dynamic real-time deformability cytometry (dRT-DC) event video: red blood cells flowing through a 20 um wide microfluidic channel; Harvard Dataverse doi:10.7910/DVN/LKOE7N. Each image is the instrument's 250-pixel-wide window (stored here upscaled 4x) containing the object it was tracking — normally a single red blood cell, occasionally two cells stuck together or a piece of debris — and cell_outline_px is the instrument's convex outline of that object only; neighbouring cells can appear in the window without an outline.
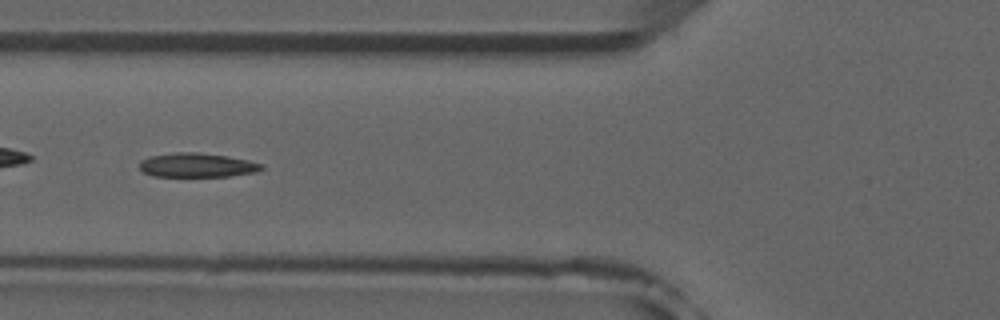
{"species": "common noctule bat (a hibernating species)", "species_latin": "Nyctalus noctula", "temperature_condition": "room temperature", "stored_images_in_passage": 4, "camera_frame_rate_fps": 3000, "um_per_image_px": 0.085, "animal": {"sex": "male", "forearm_length_mm": 52.5}, "frame": {"image": 1, "passage_image": 3, "time_ms": 2.333, "image_size_px": [1000, 320], "cell_outline_px": [[264, 168], [256, 172], [228, 176], [152, 176], [144, 172], [140, 168], [140, 160], [148, 156], [176, 152], [200, 152], [228, 156], [248, 160], [264, 164]], "centroid_in_image_um": [16.75, 14.02], "position_along_channel_um": 109.0, "area_um2": 17.28}}
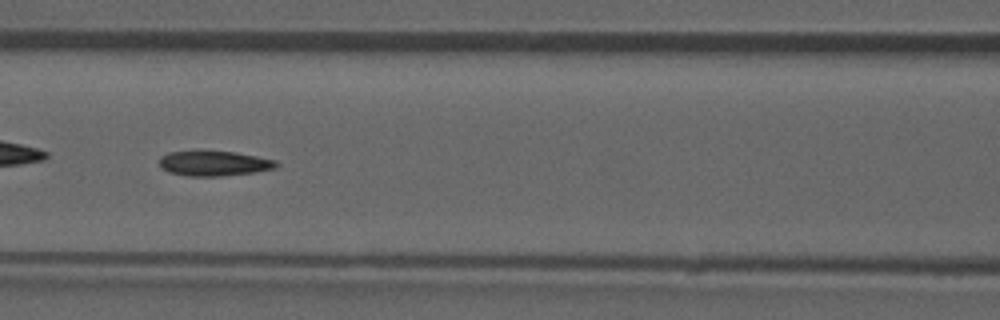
{"frame": {"image": 2, "passage_image": 4, "time_ms": 3.333, "image_size_px": [1000, 320], "cell_outline_px": [[280, 164], [276, 168], [256, 172], [220, 176], [188, 176], [168, 172], [160, 168], [160, 156], [168, 152], [196, 148], [236, 152], [276, 160]], "centroid_in_image_um": [18.15, 13.84], "position_along_channel_um": 148.5, "area_um2": 17.92}}